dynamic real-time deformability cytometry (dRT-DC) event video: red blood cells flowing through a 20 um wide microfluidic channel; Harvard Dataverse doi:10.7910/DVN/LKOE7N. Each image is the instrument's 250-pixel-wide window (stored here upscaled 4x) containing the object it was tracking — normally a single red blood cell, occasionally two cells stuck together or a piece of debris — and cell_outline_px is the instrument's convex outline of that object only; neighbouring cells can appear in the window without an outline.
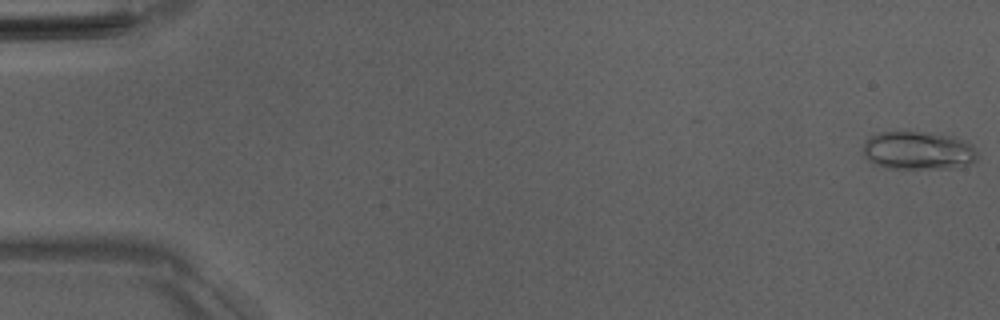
{"species": "Egyptian fruit bat (a non-hibernating species)", "species_latin": "Rousettus aegyptiacus", "temperature_condition": "room temperature", "stored_images_in_passage": 53, "segment_of_instrument_passage": [1, 2], "camera_frame_rate_fps": 3000, "um_per_image_px": 0.085, "animal": {"sex": "male"}, "frame": {"image": 1, "passage_image": 1, "time_ms": 0.0, "image_size_px": [1000, 320], "cell_outline_px": [[976, 160], [968, 164], [952, 168], [892, 168], [876, 164], [868, 160], [864, 152], [864, 140], [876, 132], [904, 128], [940, 132], [964, 140], [972, 144], [976, 152]], "centroid_in_image_um": [78.02, 12.71], "position_along_channel_um": 7.0, "area_um2": 26.47}}
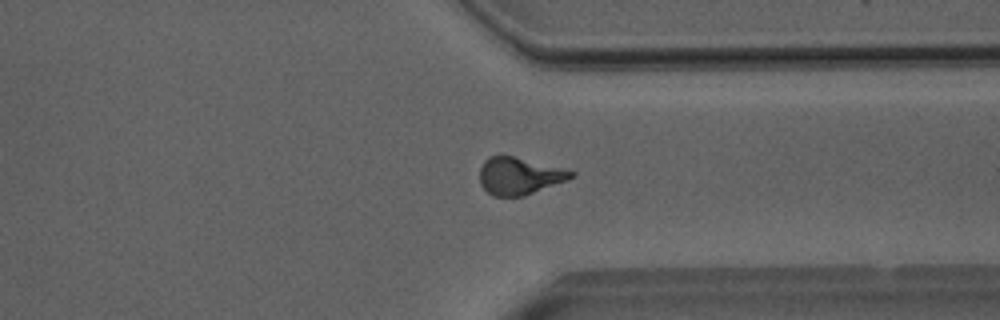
{"frame": {"image": 2, "passage_image": 40, "time_ms": 13.0, "image_size_px": [1000, 320], "cell_outline_px": [[576, 176], [524, 196], [492, 196], [480, 184], [480, 168], [484, 160], [488, 156], [512, 156], [576, 172]], "centroid_in_image_um": [44.1, 14.96], "position_along_channel_um": 367.3, "area_um2": 19.48}}
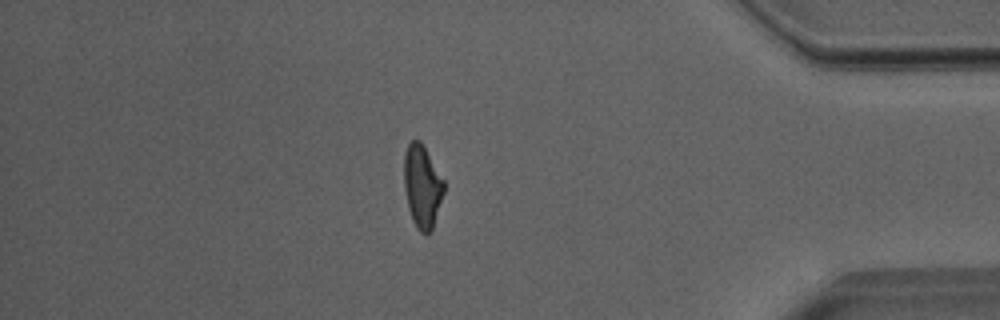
{"frame": {"image": 3, "passage_image": 45, "time_ms": 14.667, "image_size_px": [1000, 320], "cell_outline_px": [[444, 192], [432, 232], [420, 232], [416, 228], [412, 220], [408, 208], [404, 188], [404, 152], [408, 144], [412, 140], [420, 140], [444, 180]], "centroid_in_image_um": [35.88, 15.85], "position_along_channel_um": 399.3, "area_um2": 19.31}}